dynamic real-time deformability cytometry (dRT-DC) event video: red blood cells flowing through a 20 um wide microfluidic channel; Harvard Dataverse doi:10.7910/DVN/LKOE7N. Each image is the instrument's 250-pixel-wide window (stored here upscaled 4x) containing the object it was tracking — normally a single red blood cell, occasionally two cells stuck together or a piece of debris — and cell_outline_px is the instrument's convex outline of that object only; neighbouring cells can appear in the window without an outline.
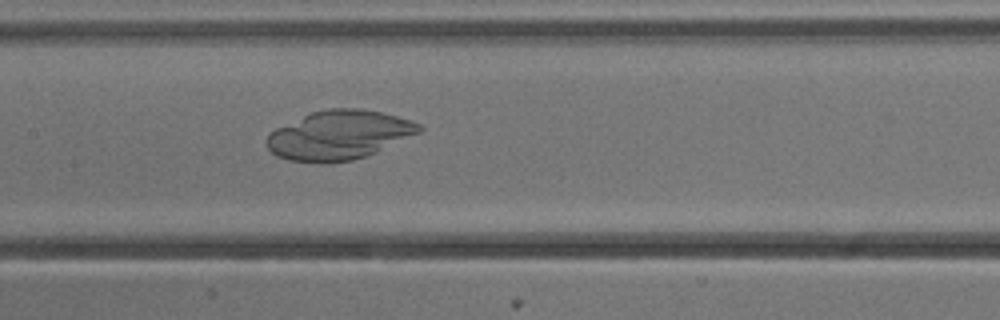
{"species": "common noctule bat (a hibernating species)", "species_latin": "Nyctalus noctula", "temperature_condition": "cold", "stored_images_in_passage": 42, "camera_frame_rate_fps": 3000, "um_per_image_px": 0.085, "animal": {"sex": "male", "body_mass_g": 13.3}, "frame": {"image": 1, "passage_image": 14, "time_ms": 4.333, "image_size_px": [1000, 320], "cell_outline_px": [[424, 128], [420, 132], [376, 152], [352, 160], [324, 164], [288, 160], [276, 156], [268, 148], [264, 140], [268, 132], [276, 128], [312, 112], [328, 108], [360, 108], [384, 112], [412, 120], [420, 124]], "centroid_in_image_um": [28.8, 11.48], "position_along_channel_um": 178.6, "area_um2": 43.93}}
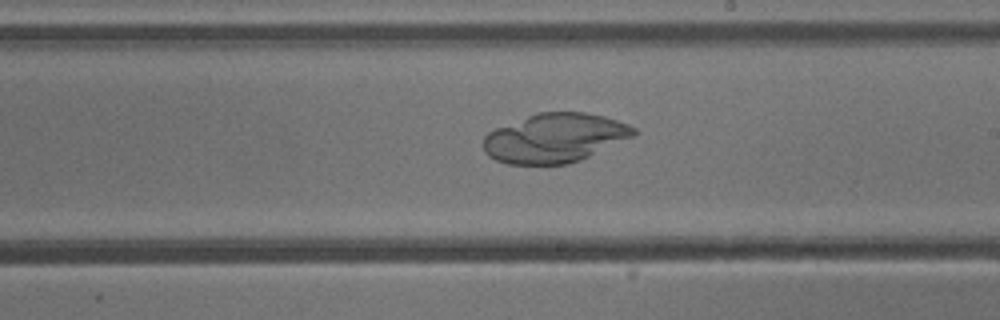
{"frame": {"image": 2, "passage_image": 19, "time_ms": 6.0, "image_size_px": [1000, 320], "cell_outline_px": [[636, 136], [580, 160], [568, 164], [508, 164], [496, 160], [488, 156], [484, 152], [484, 136], [488, 132], [496, 128], [536, 112], [584, 112], [604, 116], [628, 124], [636, 128]], "centroid_in_image_um": [47.17, 11.73], "position_along_channel_um": 241.8, "area_um2": 43.18}}
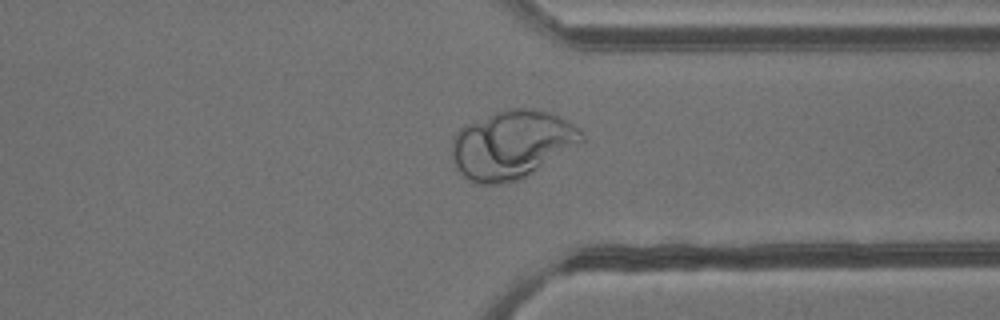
{"frame": {"image": 3, "passage_image": 29, "time_ms": 9.333, "image_size_px": [1000, 320], "cell_outline_px": [[584, 140], [520, 180], [500, 184], [476, 184], [464, 176], [456, 168], [452, 156], [452, 140], [456, 132], [464, 124], [496, 112], [508, 108], [528, 108], [548, 112], [568, 120], [580, 128], [584, 132]], "centroid_in_image_um": [43.48, 12.28], "position_along_channel_um": 367.9, "area_um2": 51.5}}